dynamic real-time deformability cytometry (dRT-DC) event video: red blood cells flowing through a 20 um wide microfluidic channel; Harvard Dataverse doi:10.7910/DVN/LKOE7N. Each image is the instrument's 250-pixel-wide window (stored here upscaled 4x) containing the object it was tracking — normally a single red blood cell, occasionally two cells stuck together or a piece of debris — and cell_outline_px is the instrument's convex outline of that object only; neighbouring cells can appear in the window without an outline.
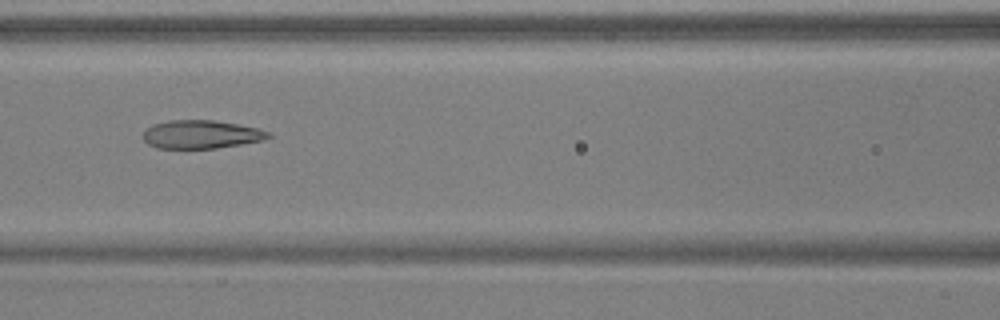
{"species": "common noctule bat (a hibernating species)", "species_latin": "Nyctalus noctula", "temperature_condition": "warm", "stored_images_in_passage": 5, "camera_frame_rate_fps": 3000, "um_per_image_px": 0.085, "animal": {"sex": "male", "body_mass_g": 17.9, "forearm_length_mm": 54.2}, "frame": {"image": 1, "passage_image": 4, "time_ms": 1.0, "image_size_px": [1000, 320], "cell_outline_px": [[272, 136], [264, 140], [216, 148], [156, 148], [148, 144], [144, 140], [144, 132], [152, 124], [168, 120], [212, 120], [236, 124], [256, 128], [268, 132]], "centroid_in_image_um": [17.07, 11.42], "position_along_channel_um": 149.5, "area_um2": 20.46}}
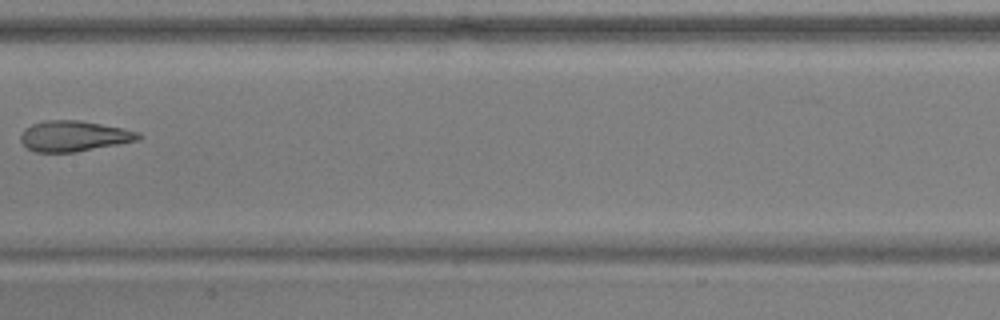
{"frame": {"image": 2, "passage_image": 5, "time_ms": 1.333, "image_size_px": [1000, 320], "cell_outline_px": [[144, 136], [140, 140], [76, 152], [36, 152], [28, 148], [20, 140], [20, 136], [24, 128], [32, 124], [44, 120], [80, 120], [140, 132]], "centroid_in_image_um": [6.29, 11.56], "position_along_channel_um": 201.1, "area_um2": 21.04}}